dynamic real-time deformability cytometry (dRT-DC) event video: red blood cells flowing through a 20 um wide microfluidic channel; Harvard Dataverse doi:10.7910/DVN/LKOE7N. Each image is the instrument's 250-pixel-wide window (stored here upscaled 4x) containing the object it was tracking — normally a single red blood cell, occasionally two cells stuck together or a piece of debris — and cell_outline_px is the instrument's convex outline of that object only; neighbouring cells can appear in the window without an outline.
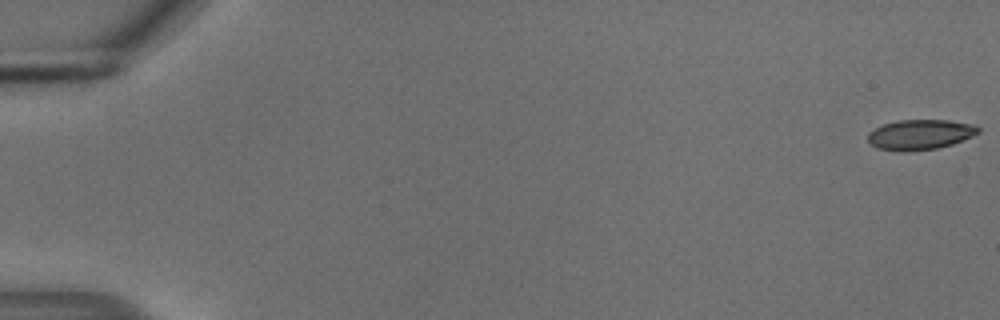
{"species": "common noctule bat (a hibernating species)", "species_latin": "Nyctalus noctula", "temperature_condition": "cold", "stored_images_in_passage": 9, "camera_frame_rate_fps": 3000, "um_per_image_px": 0.085, "animal": {"sex": "male", "body_mass_g": 18.8}, "frame": {"image": 1, "passage_image": 1, "time_ms": 0.0, "image_size_px": [1000, 320], "cell_outline_px": [[980, 132], [972, 136], [952, 144], [936, 148], [904, 152], [900, 152], [876, 148], [868, 140], [868, 132], [884, 124], [896, 120], [948, 120], [976, 124], [980, 128]], "centroid_in_image_um": [78.22, 11.43], "position_along_channel_um": 6.8, "area_um2": 19.48}}